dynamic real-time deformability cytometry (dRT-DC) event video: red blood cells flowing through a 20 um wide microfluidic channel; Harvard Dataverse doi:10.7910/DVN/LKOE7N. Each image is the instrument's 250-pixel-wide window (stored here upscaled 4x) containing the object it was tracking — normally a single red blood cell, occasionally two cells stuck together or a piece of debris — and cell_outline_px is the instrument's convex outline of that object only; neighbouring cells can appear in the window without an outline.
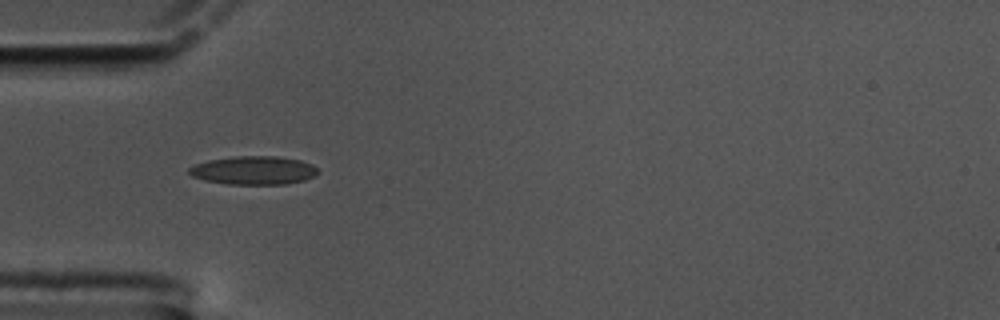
{"species": "common noctule bat (a hibernating species)", "species_latin": "Nyctalus noctula", "temperature_condition": "cold", "stored_images_in_passage": 42, "camera_frame_rate_fps": 3000, "um_per_image_px": 0.085, "animal": {"sex": "male", "body_mass_g": 17.5, "forearm_length_mm": 52.3}, "frame": {"image": 1, "passage_image": 1, "time_ms": 0.0, "image_size_px": [1000, 320], "cell_outline_px": [[320, 172], [304, 180], [288, 184], [228, 184], [204, 180], [192, 176], [188, 172], [188, 168], [196, 164], [208, 160], [236, 156], [276, 156], [300, 160], [312, 164]], "centroid_in_image_um": [21.56, 14.48], "position_along_channel_um": 63.4, "area_um2": 21.33}}
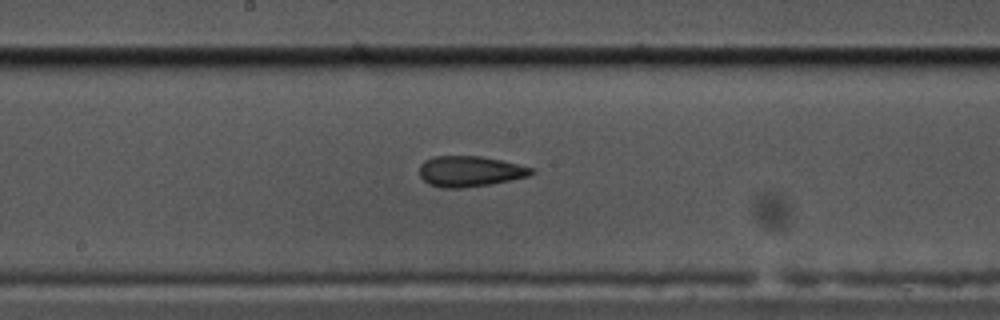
{"frame": {"image": 2, "passage_image": 14, "time_ms": 4.333, "image_size_px": [1000, 320], "cell_outline_px": [[536, 172], [528, 176], [488, 184], [460, 188], [440, 188], [428, 184], [420, 176], [420, 164], [424, 160], [436, 156], [480, 156], [500, 160], [532, 168]], "centroid_in_image_um": [39.89, 14.56], "position_along_channel_um": 208.3, "area_um2": 19.77}}
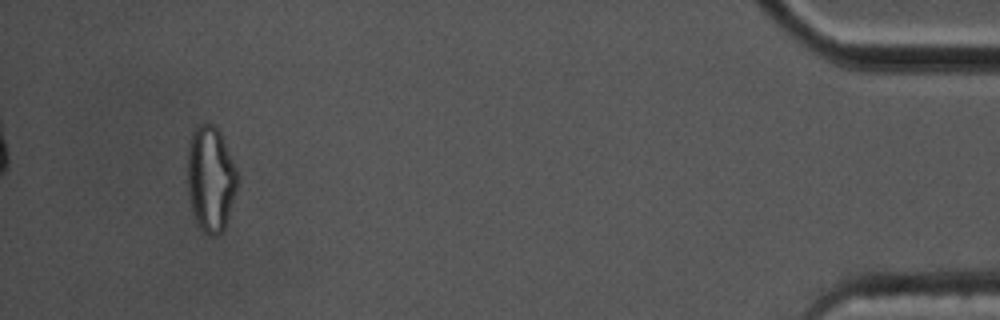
{"frame": {"image": 3, "passage_image": 39, "time_ms": 12.667, "image_size_px": [1000, 320], "cell_outline_px": [[236, 188], [228, 216], [224, 228], [216, 236], [208, 236], [204, 232], [196, 220], [192, 208], [188, 188], [188, 148], [192, 132], [196, 124], [212, 124], [220, 132], [236, 168]], "centroid_in_image_um": [17.89, 15.17], "position_along_channel_um": 417.3, "area_um2": 30.06}, "authors_computed_cell_mechanics": {"area_um2": 20.3167, "velocity_mm_per_s": 3.3675, "shape_relaxation_time_tau1_ms": null, "shape_relaxation_time_tau2_ms": 3.1488, "deformation_change_tau1": null, "deformation_change_tau2": 0.1186}}